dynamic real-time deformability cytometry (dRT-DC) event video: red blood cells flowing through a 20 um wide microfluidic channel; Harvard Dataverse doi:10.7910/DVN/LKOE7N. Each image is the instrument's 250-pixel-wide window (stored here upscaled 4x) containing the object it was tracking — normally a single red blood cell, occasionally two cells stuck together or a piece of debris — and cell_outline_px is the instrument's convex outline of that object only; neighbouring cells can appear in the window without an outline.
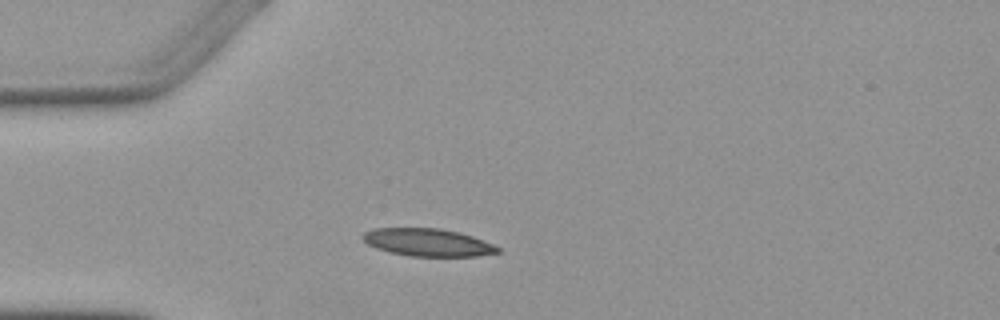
{"species": "Egyptian fruit bat (a non-hibernating species)", "species_latin": "Rousettus aegyptiacus", "temperature_condition": "warm", "stored_images_in_passage": 1, "camera_frame_rate_fps": 3000, "um_per_image_px": 0.085, "animal": {"sex": "female"}, "frame": {"image": 1, "passage_image": 1, "time_ms": 0.0, "image_size_px": [1000, 320], "cell_outline_px": [[500, 252], [480, 256], [408, 256], [388, 252], [376, 248], [368, 244], [360, 236], [364, 232], [372, 228], [440, 228], [460, 232], [472, 236], [492, 244], [500, 248]], "centroid_in_image_um": [36.33, 20.6], "position_along_channel_um": 48.7, "area_um2": 21.85}}